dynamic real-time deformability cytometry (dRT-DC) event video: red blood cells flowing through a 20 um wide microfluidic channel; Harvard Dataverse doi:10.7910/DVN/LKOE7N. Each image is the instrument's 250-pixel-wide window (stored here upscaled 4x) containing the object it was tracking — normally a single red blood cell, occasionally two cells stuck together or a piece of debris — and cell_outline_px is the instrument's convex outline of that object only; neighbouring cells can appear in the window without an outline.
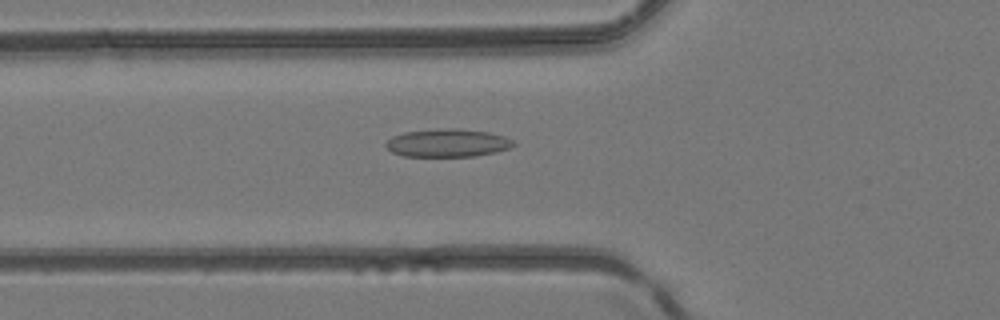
{"species": "common noctule bat (a hibernating species)", "species_latin": "Nyctalus noctula", "temperature_condition": "room temperature", "stored_images_in_passage": 41, "camera_frame_rate_fps": 3000, "um_per_image_px": 0.085, "animal": {"sex": "female", "body_mass_g": 24.6, "forearm_length_mm": 56.2}, "frame": {"image": 1, "passage_image": 11, "time_ms": 3.333, "image_size_px": [1000, 320], "cell_outline_px": [[516, 144], [508, 148], [496, 152], [476, 156], [404, 156], [392, 152], [384, 144], [392, 136], [404, 132], [444, 128], [452, 128], [488, 132], [504, 136], [512, 140]], "centroid_in_image_um": [38.03, 12.15], "position_along_channel_um": 87.8, "area_um2": 20.69}}
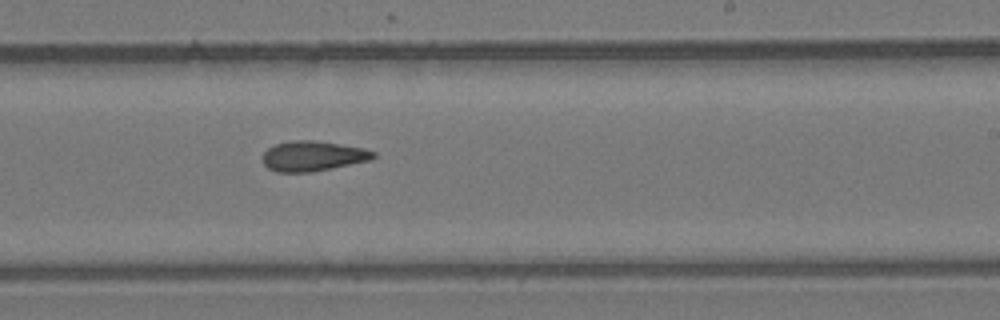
{"frame": {"image": 2, "passage_image": 23, "time_ms": 7.333, "image_size_px": [1000, 320], "cell_outline_px": [[376, 156], [368, 160], [332, 168], [312, 172], [276, 172], [268, 168], [264, 164], [264, 152], [268, 148], [276, 144], [292, 140], [316, 140], [364, 148], [376, 152]], "centroid_in_image_um": [26.59, 13.26], "position_along_channel_um": 262.4, "area_um2": 19.31}}
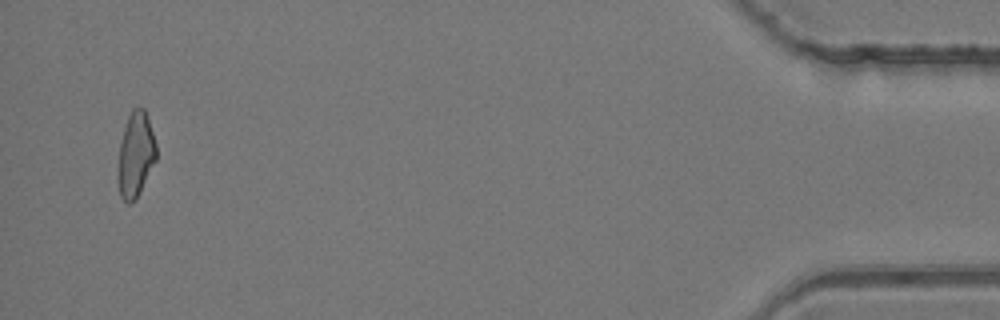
{"frame": {"image": 3, "passage_image": 40, "time_ms": 13.0, "image_size_px": [1000, 320], "cell_outline_px": [[156, 160], [136, 200], [128, 204], [120, 196], [120, 144], [124, 128], [128, 116], [132, 108], [144, 108], [156, 144]], "centroid_in_image_um": [11.56, 13.14], "position_along_channel_um": 423.6, "area_um2": 18.26}}